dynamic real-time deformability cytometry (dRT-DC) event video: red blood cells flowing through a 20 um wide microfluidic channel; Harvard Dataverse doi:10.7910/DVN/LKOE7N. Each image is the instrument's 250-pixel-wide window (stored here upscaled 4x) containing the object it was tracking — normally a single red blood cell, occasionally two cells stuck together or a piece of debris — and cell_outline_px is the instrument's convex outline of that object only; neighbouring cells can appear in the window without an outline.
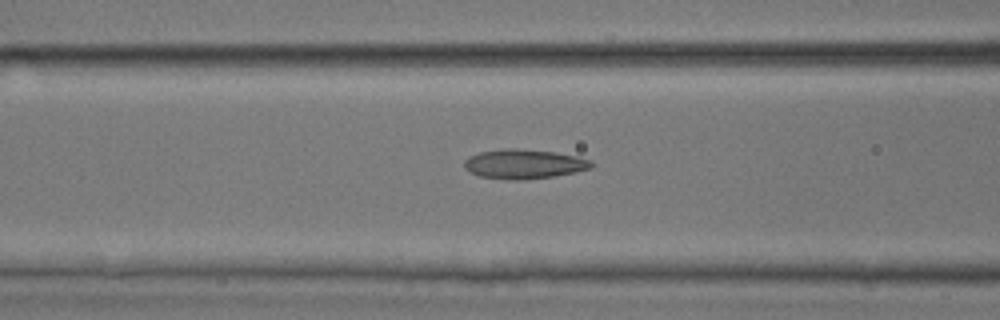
{"species": "common noctule bat (a hibernating species)", "species_latin": "Nyctalus noctula", "temperature_condition": "room temperature", "stored_images_in_passage": 12, "camera_frame_rate_fps": 3000, "um_per_image_px": 0.085, "animal": {"sex": "male", "body_mass_g": 17.9, "forearm_length_mm": 54.2}, "frame": {"image": 1, "passage_image": 10, "time_ms": 3.0, "image_size_px": [1000, 320], "cell_outline_px": [[596, 164], [592, 168], [576, 172], [556, 176], [524, 180], [508, 180], [480, 176], [464, 168], [464, 160], [468, 156], [480, 152], [504, 148], [516, 148], [556, 152], [576, 156], [592, 160]], "centroid_in_image_um": [44.58, 13.94], "position_along_channel_um": 122.0, "area_um2": 22.14}}